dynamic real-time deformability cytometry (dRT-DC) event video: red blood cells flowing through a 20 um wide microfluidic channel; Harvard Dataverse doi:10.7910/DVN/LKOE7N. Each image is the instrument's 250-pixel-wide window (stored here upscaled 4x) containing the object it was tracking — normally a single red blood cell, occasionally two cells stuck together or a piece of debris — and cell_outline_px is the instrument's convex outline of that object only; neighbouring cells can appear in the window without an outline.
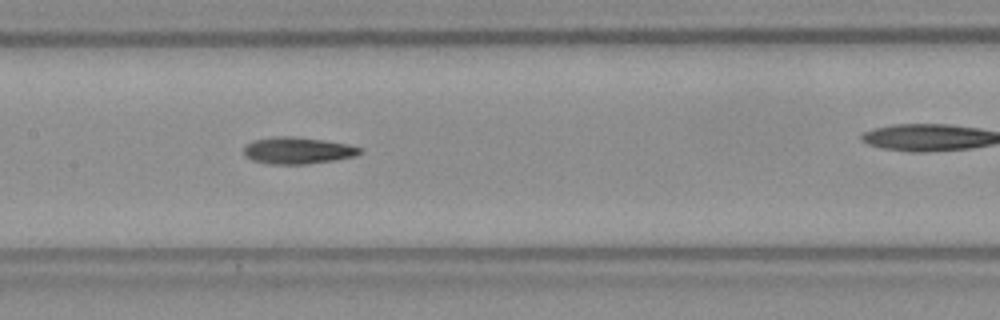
{"species": "Egyptian fruit bat (a non-hibernating species)", "species_latin": "Rousettus aegyptiacus", "temperature_condition": "room temperature", "stored_images_in_passage": 41, "camera_frame_rate_fps": 3000, "um_per_image_px": 0.085, "frame": {"image": 1, "passage_image": 24, "time_ms": 7.667, "image_size_px": [1000, 320], "cell_outline_px": [[364, 152], [356, 156], [332, 160], [304, 164], [272, 164], [252, 160], [244, 152], [244, 148], [252, 140], [272, 136], [292, 136], [324, 140], [348, 144], [364, 148]], "centroid_in_image_um": [25.35, 12.78], "position_along_channel_um": 182.0, "area_um2": 18.09}}